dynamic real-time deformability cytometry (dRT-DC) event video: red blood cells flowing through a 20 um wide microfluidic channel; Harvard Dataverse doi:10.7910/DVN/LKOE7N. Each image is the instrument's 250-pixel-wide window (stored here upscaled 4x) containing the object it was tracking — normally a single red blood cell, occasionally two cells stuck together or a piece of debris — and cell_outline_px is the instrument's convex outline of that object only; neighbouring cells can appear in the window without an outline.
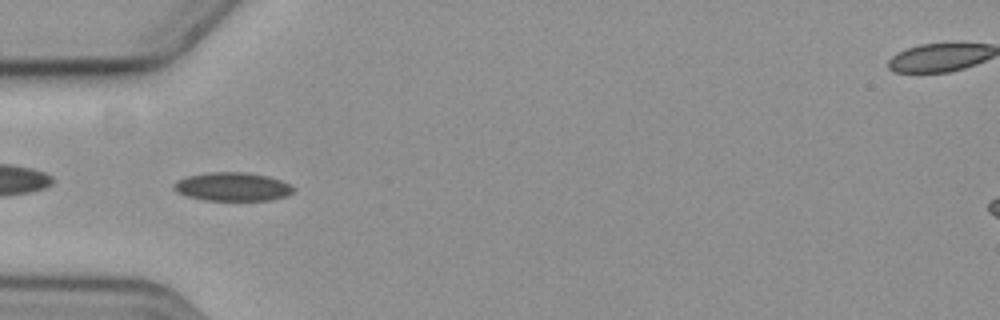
{"species": "common noctule bat (a hibernating species)", "species_latin": "Nyctalus noctula", "temperature_condition": "cold", "stored_images_in_passage": 55, "camera_frame_rate_fps": 3000, "um_per_image_px": 0.085, "animal": {"sex": "female", "body_mass_g": 19.3, "forearm_length_mm": 54.1}, "frame": {"image": 1, "passage_image": 15, "time_ms": 4.667, "image_size_px": [1000, 320], "cell_outline_px": [[296, 188], [292, 192], [284, 196], [272, 200], [204, 200], [188, 196], [176, 192], [172, 188], [172, 184], [176, 180], [188, 176], [208, 172], [244, 172], [268, 176], [280, 180]], "centroid_in_image_um": [19.72, 15.87], "position_along_channel_um": 65.3, "area_um2": 19.88}}
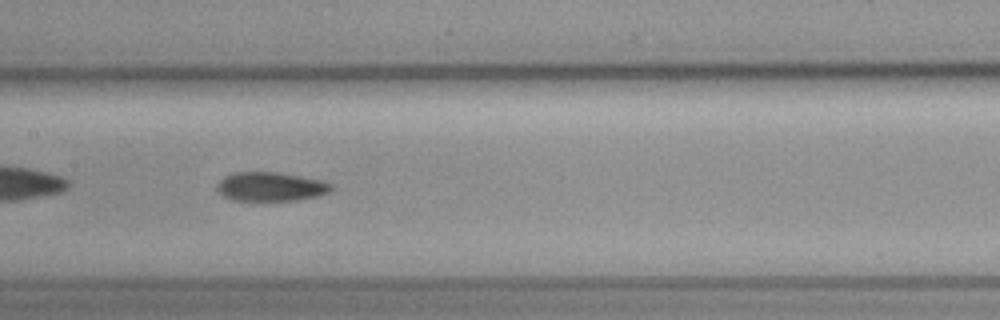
{"frame": {"image": 2, "passage_image": 25, "time_ms": 8.0, "image_size_px": [1000, 320], "cell_outline_px": [[332, 188], [328, 192], [320, 196], [296, 200], [232, 200], [224, 196], [216, 188], [220, 180], [224, 176], [236, 172], [276, 172], [324, 180], [332, 184]], "centroid_in_image_um": [23.03, 15.86], "position_along_channel_um": 184.4, "area_um2": 19.25}}
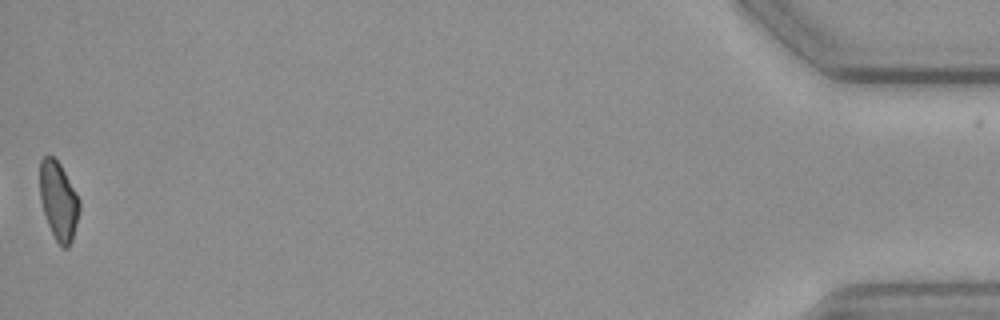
{"frame": {"image": 3, "passage_image": 54, "time_ms": 17.667, "image_size_px": [1000, 320], "cell_outline_px": [[80, 208], [72, 240], [68, 248], [60, 248], [48, 224], [40, 200], [40, 160], [48, 152], [60, 164], [76, 192], [80, 200]], "centroid_in_image_um": [4.97, 17.06], "position_along_channel_um": 430.2, "area_um2": 18.09}}